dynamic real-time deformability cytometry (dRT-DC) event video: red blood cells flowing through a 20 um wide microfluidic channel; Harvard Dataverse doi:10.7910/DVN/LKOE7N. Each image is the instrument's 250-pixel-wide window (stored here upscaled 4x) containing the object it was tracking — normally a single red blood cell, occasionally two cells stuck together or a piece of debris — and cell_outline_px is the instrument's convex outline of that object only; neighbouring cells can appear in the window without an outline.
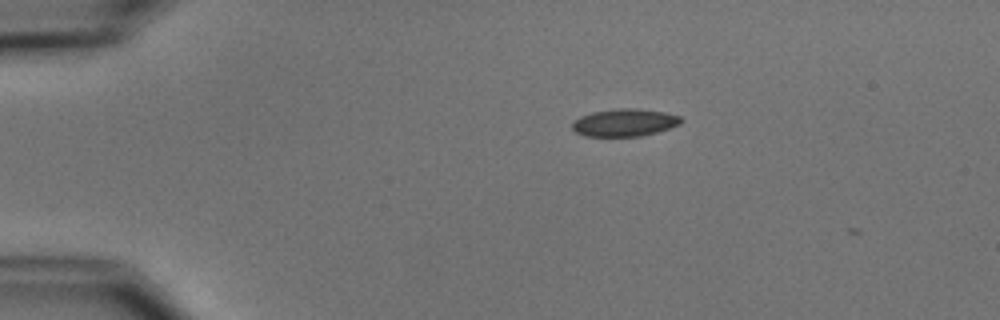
{"species": "common noctule bat (a hibernating species)", "species_latin": "Nyctalus noctula", "temperature_condition": "cold", "stored_images_in_passage": 3, "camera_frame_rate_fps": 3000, "um_per_image_px": 0.085, "animal": {"sex": "male", "body_mass_g": 15.6}, "frame": {"image": 1, "passage_image": 1, "time_ms": 0.0, "image_size_px": [1000, 320], "cell_outline_px": [[684, 120], [680, 124], [656, 132], [640, 136], [584, 136], [576, 132], [572, 128], [572, 124], [580, 116], [592, 112], [620, 108], [636, 108], [664, 112], [680, 116]], "centroid_in_image_um": [53.09, 10.41], "position_along_channel_um": 31.9, "area_um2": 17.34}}